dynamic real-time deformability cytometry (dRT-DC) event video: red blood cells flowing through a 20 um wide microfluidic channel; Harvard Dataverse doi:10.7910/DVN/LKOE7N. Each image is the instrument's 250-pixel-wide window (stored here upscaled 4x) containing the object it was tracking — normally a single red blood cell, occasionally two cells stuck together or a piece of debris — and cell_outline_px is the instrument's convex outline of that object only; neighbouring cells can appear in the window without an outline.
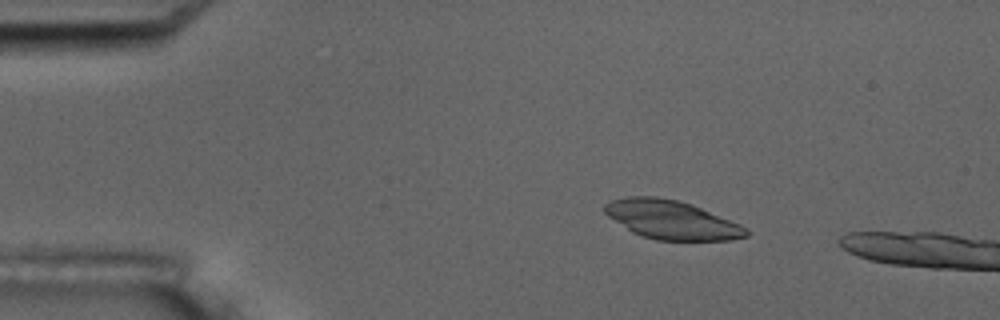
{"species": "common noctule bat (a hibernating species)", "species_latin": "Nyctalus noctula", "temperature_condition": "room temperature", "stored_images_in_passage": 4, "camera_frame_rate_fps": 3000, "um_per_image_px": 0.085, "animal": {"sex": "male", "body_mass_g": 17.5, "forearm_length_mm": 52.3}, "frame": {"image": 1, "passage_image": 3, "time_ms": 2.333, "image_size_px": [1000, 320], "cell_outline_px": [[748, 236], [732, 240], [656, 240], [640, 236], [632, 232], [608, 216], [604, 212], [604, 204], [612, 200], [628, 196], [656, 196], [676, 200], [692, 204], [740, 224], [748, 232]], "centroid_in_image_um": [57.06, 18.68], "position_along_channel_um": 27.9, "area_um2": 31.79}}